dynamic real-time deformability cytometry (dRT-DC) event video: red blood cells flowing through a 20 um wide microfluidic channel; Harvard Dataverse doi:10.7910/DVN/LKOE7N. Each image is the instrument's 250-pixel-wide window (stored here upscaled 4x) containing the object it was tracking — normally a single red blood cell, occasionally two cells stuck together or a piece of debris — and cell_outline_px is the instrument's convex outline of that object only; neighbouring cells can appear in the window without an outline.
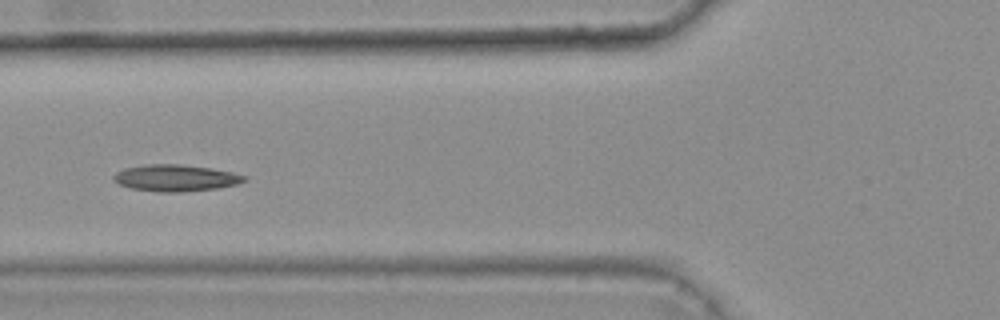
{"species": "common noctule bat (a hibernating species)", "species_latin": "Nyctalus noctula", "temperature_condition": "warm", "stored_images_in_passage": 45, "camera_frame_rate_fps": 3000, "um_per_image_px": 0.085, "animal": {"sex": "female", "body_mass_g": 25.1}, "frame": {"image": 1, "passage_image": 20, "time_ms": 6.333, "image_size_px": [1000, 320], "cell_outline_px": [[248, 180], [236, 184], [216, 188], [184, 192], [156, 192], [132, 188], [120, 184], [112, 180], [112, 176], [116, 172], [124, 168], [148, 164], [180, 164], [208, 168], [232, 172], [248, 176]], "centroid_in_image_um": [14.92, 15.13], "position_along_channel_um": 110.9, "area_um2": 20.29}, "authors_computed_cell_mechanics": {"area_um2": 19.3052, "velocity_mm_per_s": 3.684, "shape_relaxation_time_tau1_ms": 7.5618, "shape_relaxation_time_tau2_ms": null, "deformation_change_tau1": 0.1459, "deformation_change_tau2": null}}